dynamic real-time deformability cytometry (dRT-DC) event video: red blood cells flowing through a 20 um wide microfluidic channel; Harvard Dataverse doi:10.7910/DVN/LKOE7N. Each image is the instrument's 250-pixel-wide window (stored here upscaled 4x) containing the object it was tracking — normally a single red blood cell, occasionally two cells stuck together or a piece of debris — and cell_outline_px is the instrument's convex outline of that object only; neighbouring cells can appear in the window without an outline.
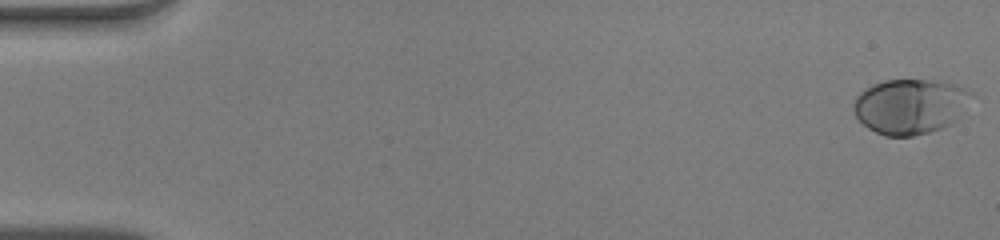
{"species": "human", "species_latin": "Homo sapiens", "temperature_condition": "warm", "stored_images_in_passage": 51, "camera_frame_rate_fps": 3000, "um_per_image_px": 0.085, "donor": {"sex": "male"}, "frame": {"image": 1, "passage_image": 1, "time_ms": 0.0, "image_size_px": [1000, 240], "cell_outline_px": [[976, 96], [956, 120], [952, 124], [928, 132], [912, 136], [884, 136], [868, 128], [856, 116], [856, 96], [860, 92], [872, 84], [884, 80], [948, 80], [972, 92]], "centroid_in_image_um": [77.45, 9.01], "position_along_channel_um": 7.5, "area_um2": 38.09}}
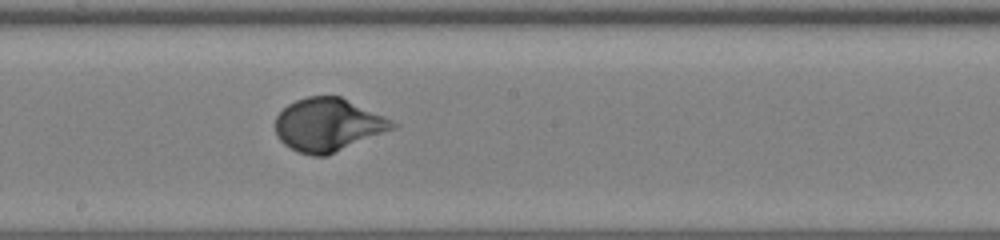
{"frame": {"image": 2, "passage_image": 29, "time_ms": 9.333, "image_size_px": [1000, 240], "cell_outline_px": [[400, 124], [396, 128], [328, 156], [312, 156], [296, 152], [284, 144], [276, 136], [276, 116], [288, 104], [296, 100], [308, 96], [340, 96], [384, 116]], "centroid_in_image_um": [27.9, 10.63], "position_along_channel_um": 220.3, "area_um2": 36.47}}
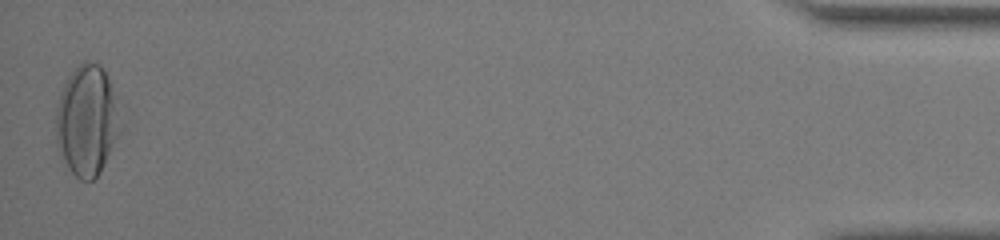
{"frame": {"image": 3, "passage_image": 51, "time_ms": 16.667, "image_size_px": [1000, 240], "cell_outline_px": [[120, 132], [100, 172], [92, 180], [80, 180], [68, 168], [60, 156], [56, 148], [56, 108], [64, 84], [68, 76], [84, 60], [88, 60], [100, 64], [104, 68], [112, 92], [116, 108], [120, 128]], "centroid_in_image_um": [7.34, 10.26], "position_along_channel_um": 427.9, "area_um2": 40.92}, "authors_computed_cell_mechanics": {"area_um2": 36.0672, "velocity_mm_per_s": 4.05, "shape_relaxation_time_tau1_ms": 3.0948, "shape_relaxation_time_tau2_ms": null, "deformation_change_tau1": 0.1923, "deformation_change_tau2": null}}